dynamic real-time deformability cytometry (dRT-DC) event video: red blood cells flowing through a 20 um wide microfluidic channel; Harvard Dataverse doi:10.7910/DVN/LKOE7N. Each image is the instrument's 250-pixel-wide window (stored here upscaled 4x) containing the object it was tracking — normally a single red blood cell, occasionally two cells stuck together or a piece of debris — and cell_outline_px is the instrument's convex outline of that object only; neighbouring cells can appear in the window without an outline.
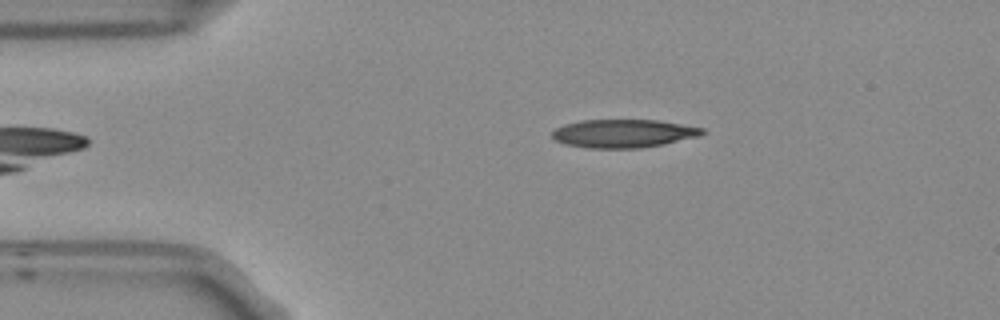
{"species": "Egyptian fruit bat (a non-hibernating species)", "species_latin": "Rousettus aegyptiacus", "temperature_condition": "room temperature", "stored_images_in_passage": 5, "camera_frame_rate_fps": 3000, "um_per_image_px": 0.085, "frame": {"image": 1, "passage_image": 5, "time_ms": 1.333, "image_size_px": [1000, 320], "cell_outline_px": [[708, 132], [700, 136], [664, 144], [640, 148], [588, 148], [568, 144], [556, 140], [552, 136], [552, 132], [556, 128], [564, 124], [580, 120], [656, 120], [704, 128]], "centroid_in_image_um": [53.03, 11.34], "position_along_channel_um": 32.0, "area_um2": 24.68}}